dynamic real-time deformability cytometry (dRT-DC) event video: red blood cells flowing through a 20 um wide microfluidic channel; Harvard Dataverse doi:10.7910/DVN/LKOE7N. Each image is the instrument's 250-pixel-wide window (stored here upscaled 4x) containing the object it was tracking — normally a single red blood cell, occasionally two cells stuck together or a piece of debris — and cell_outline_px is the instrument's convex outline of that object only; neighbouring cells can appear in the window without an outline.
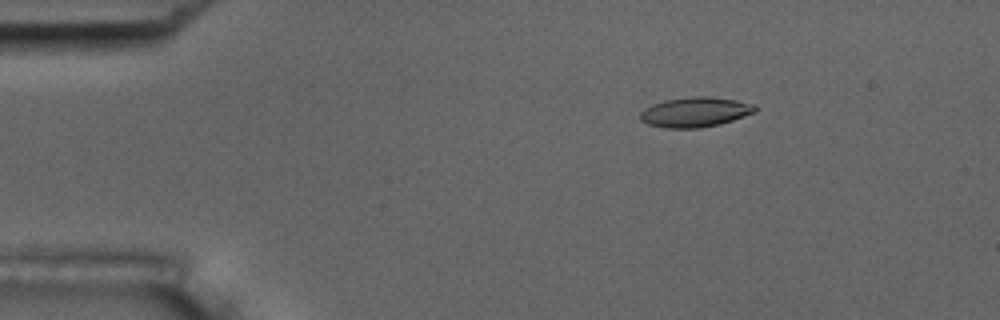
{"species": "common noctule bat (a hibernating species)", "species_latin": "Nyctalus noctula", "temperature_condition": "room temperature", "stored_images_in_passage": 6, "camera_frame_rate_fps": 3000, "um_per_image_px": 0.085, "animal": {"sex": "male", "body_mass_g": 17.5, "forearm_length_mm": 52.3}, "frame": {"image": 1, "passage_image": 3, "time_ms": 2.333, "image_size_px": [1000, 320], "cell_outline_px": [[756, 112], [720, 124], [700, 128], [664, 128], [648, 124], [640, 120], [640, 112], [644, 108], [652, 104], [664, 100], [692, 96], [708, 96], [736, 100], [756, 104]], "centroid_in_image_um": [59.08, 9.52], "position_along_channel_um": 25.9, "area_um2": 20.17}}